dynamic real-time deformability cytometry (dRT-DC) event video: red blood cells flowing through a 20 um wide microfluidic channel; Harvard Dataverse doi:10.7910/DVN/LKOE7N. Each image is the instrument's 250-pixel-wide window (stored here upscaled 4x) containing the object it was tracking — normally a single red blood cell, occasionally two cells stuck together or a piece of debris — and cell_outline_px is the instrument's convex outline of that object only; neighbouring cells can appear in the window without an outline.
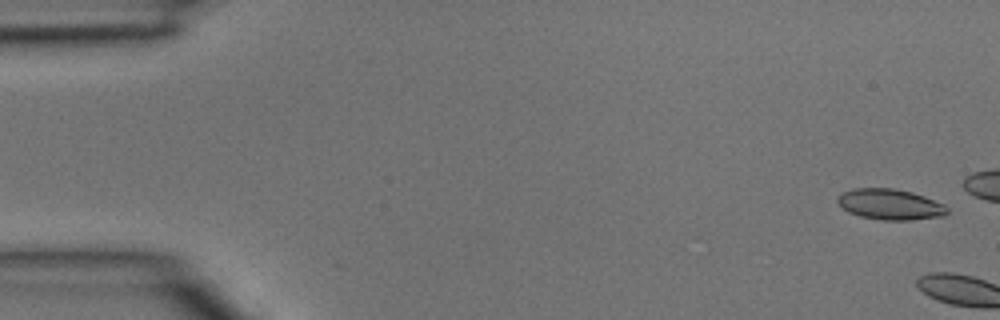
{"species": "common noctule bat (a hibernating species)", "species_latin": "Nyctalus noctula", "temperature_condition": "room temperature", "stored_images_in_passage": 6, "camera_frame_rate_fps": 3000, "um_per_image_px": 0.085, "animal": {"sex": "male", "body_mass_g": 15.6}, "frame": {"image": 1, "passage_image": 1, "time_ms": 0.0, "image_size_px": [1000, 320], "cell_outline_px": [[948, 212], [944, 216], [912, 220], [884, 220], [860, 216], [848, 212], [836, 200], [836, 196], [852, 188], [892, 188], [912, 192], [924, 196], [944, 204], [948, 208]], "centroid_in_image_um": [75.67, 17.37], "position_along_channel_um": 9.3, "area_um2": 19.65}}
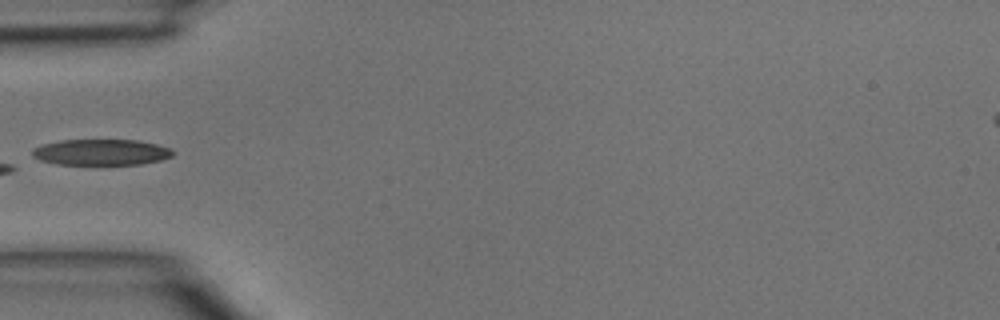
{"frame": {"image": 2, "passage_image": 6, "time_ms": 1.667, "image_size_px": [1000, 320], "cell_outline_px": [[176, 152], [172, 156], [160, 160], [140, 164], [56, 164], [40, 160], [32, 156], [32, 148], [44, 144], [60, 140], [136, 140], [156, 144], [172, 148]], "centroid_in_image_um": [8.61, 12.93], "position_along_channel_um": 76.4, "area_um2": 21.27}}